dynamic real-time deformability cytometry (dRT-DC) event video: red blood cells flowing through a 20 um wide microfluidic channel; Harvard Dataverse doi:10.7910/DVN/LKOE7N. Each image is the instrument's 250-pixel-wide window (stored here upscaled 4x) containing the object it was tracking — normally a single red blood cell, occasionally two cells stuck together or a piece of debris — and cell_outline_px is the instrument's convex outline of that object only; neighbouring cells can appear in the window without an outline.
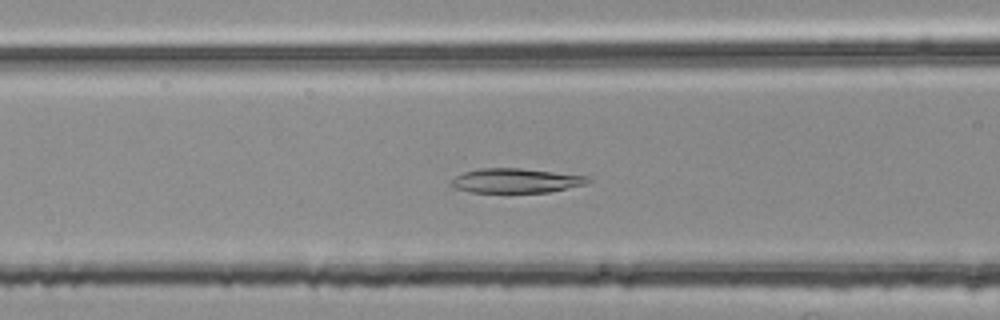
{"species": "common noctule bat (a hibernating species)", "species_latin": "Nyctalus noctula", "temperature_condition": "room temperature", "stored_images_in_passage": 42, "camera_frame_rate_fps": 3000, "um_per_image_px": 0.085, "animal": {"sex": "female", "body_mass_g": 25.1}, "frame": {"image": 1, "passage_image": 11, "time_ms": 3.333, "image_size_px": [1000, 320], "cell_outline_px": [[592, 180], [584, 184], [548, 192], [472, 192], [456, 188], [448, 184], [456, 176], [464, 172], [480, 168], [520, 168], [588, 176]], "centroid_in_image_um": [43.82, 15.35], "position_along_channel_um": 122.8, "area_um2": 19.25}}
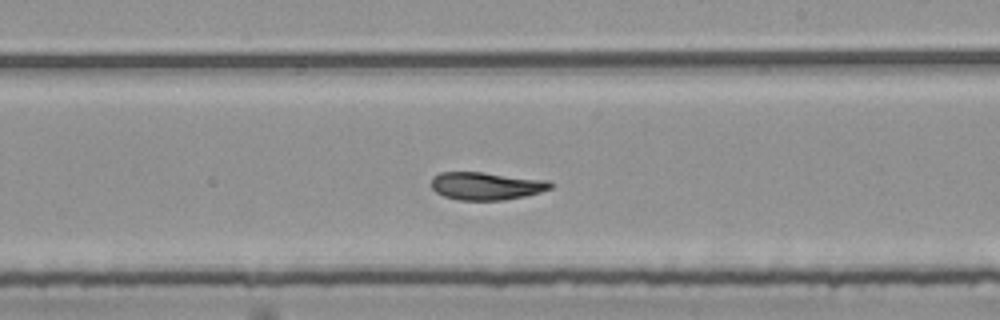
{"frame": {"image": 2, "passage_image": 21, "time_ms": 6.667, "image_size_px": [1000, 320], "cell_outline_px": [[556, 184], [552, 188], [540, 192], [524, 196], [504, 200], [460, 200], [444, 196], [436, 192], [432, 188], [432, 176], [440, 172], [484, 172], [548, 180]], "centroid_in_image_um": [41.36, 15.79], "position_along_channel_um": 247.6, "area_um2": 19.42}}
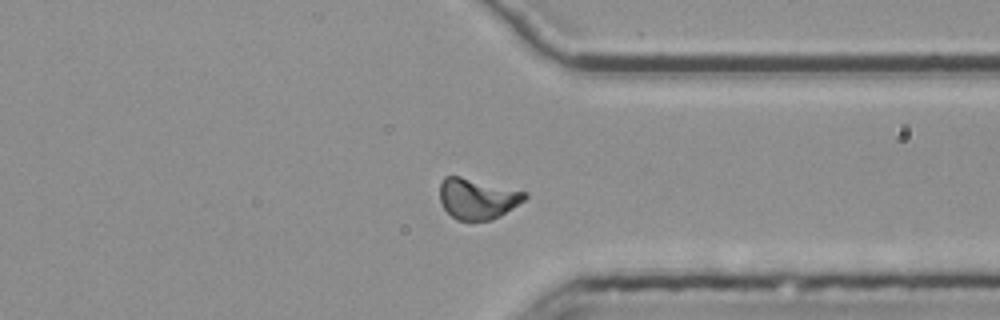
{"frame": {"image": 3, "passage_image": 31, "time_ms": 10.0, "image_size_px": [1000, 320], "cell_outline_px": [[528, 196], [524, 200], [500, 216], [492, 220], [456, 220], [444, 208], [440, 200], [440, 184], [444, 176], [460, 176], [528, 192]], "centroid_in_image_um": [40.58, 16.88], "position_along_channel_um": 370.8, "area_um2": 20.11}, "authors_computed_cell_mechanics": {"area_um2": 19.9699, "velocity_mm_per_s": 3.7649, "shape_relaxation_time_tau1_ms": null, "shape_relaxation_time_tau2_ms": 6.4995, "deformation_change_tau1": null, "deformation_change_tau2": 0.1035}}